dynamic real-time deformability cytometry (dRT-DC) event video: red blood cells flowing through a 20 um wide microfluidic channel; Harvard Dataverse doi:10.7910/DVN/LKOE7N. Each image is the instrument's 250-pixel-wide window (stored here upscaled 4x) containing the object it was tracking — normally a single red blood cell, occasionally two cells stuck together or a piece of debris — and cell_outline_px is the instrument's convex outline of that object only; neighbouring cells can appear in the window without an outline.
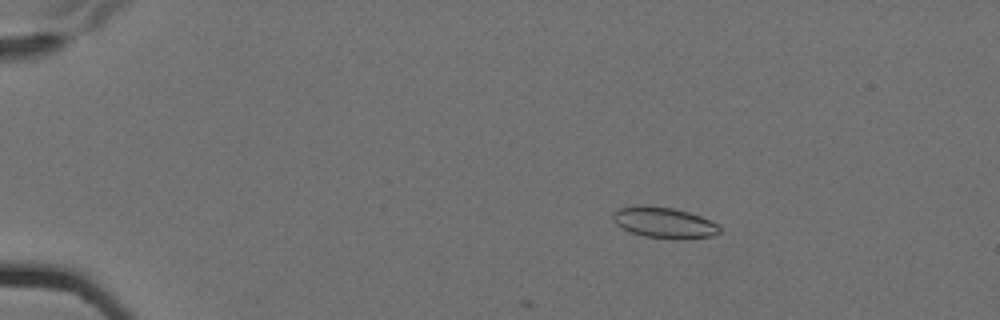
{"species": "Egyptian fruit bat (a non-hibernating species)", "species_latin": "Rousettus aegyptiacus", "temperature_condition": "cold", "stored_images_in_passage": 6, "camera_frame_rate_fps": 3000, "um_per_image_px": 0.085, "animal": {"sex": "female"}, "frame": {"image": 1, "passage_image": 1, "time_ms": 0.0, "image_size_px": [1000, 320], "cell_outline_px": [[720, 232], [712, 236], [680, 240], [644, 236], [632, 232], [616, 224], [612, 216], [620, 208], [636, 204], [672, 208], [688, 212], [700, 216], [716, 224], [720, 228]], "centroid_in_image_um": [56.45, 18.93], "position_along_channel_um": 28.5, "area_um2": 19.02}}
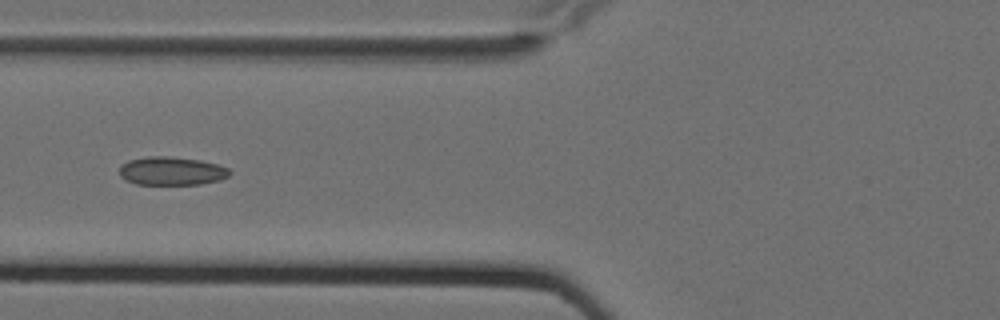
{"frame": {"image": 2, "passage_image": 5, "time_ms": 1.333, "image_size_px": [1000, 320], "cell_outline_px": [[232, 172], [228, 176], [220, 180], [200, 184], [136, 184], [124, 180], [120, 176], [120, 164], [128, 160], [148, 156], [172, 156], [200, 160], [216, 164], [228, 168]], "centroid_in_image_um": [14.56, 14.53], "position_along_channel_um": 111.2, "area_um2": 18.38}}
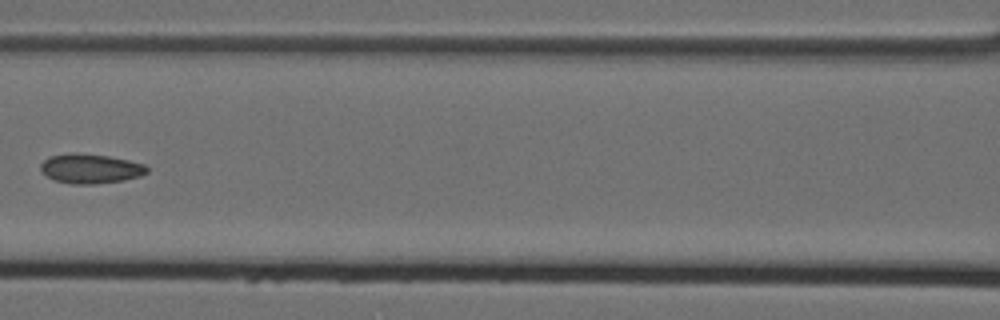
{"frame": {"image": 3, "passage_image": 6, "time_ms": 1.667, "image_size_px": [1000, 320], "cell_outline_px": [[148, 172], [140, 176], [124, 180], [96, 184], [72, 184], [56, 180], [40, 172], [40, 164], [48, 156], [108, 156], [128, 160], [144, 164], [148, 168]], "centroid_in_image_um": [7.73, 14.39], "position_along_channel_um": 158.9, "area_um2": 17.51}}